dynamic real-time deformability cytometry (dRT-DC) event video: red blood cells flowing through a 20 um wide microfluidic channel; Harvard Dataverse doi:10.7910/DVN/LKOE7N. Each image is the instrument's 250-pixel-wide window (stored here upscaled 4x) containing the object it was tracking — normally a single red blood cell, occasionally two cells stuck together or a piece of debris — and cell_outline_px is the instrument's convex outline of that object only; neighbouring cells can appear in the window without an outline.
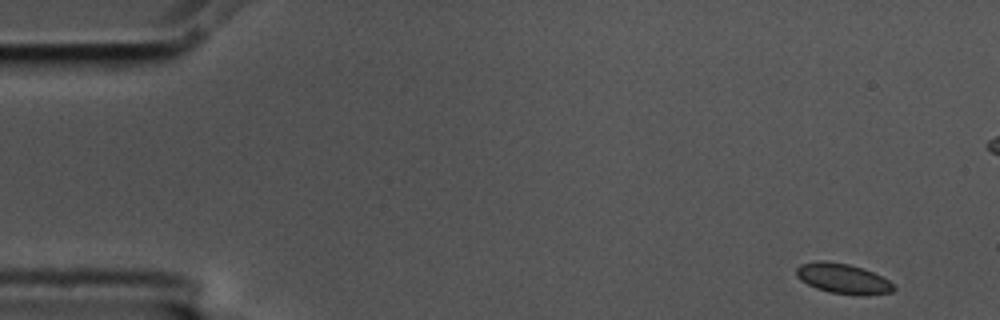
{"species": "common noctule bat (a hibernating species)", "species_latin": "Nyctalus noctula", "temperature_condition": "cold", "stored_images_in_passage": 55, "camera_frame_rate_fps": 3000, "um_per_image_px": 0.085, "animal": {"sex": "male", "body_mass_g": 17.5, "forearm_length_mm": 52.3}, "frame": {"image": 1, "passage_image": 1, "time_ms": 0.0, "image_size_px": [1000, 320], "cell_outline_px": [[896, 288], [892, 292], [828, 292], [816, 288], [808, 284], [796, 276], [796, 268], [800, 264], [816, 260], [824, 260], [848, 264], [864, 268], [888, 280]], "centroid_in_image_um": [71.55, 23.61], "position_along_channel_um": 13.4, "area_um2": 16.24}}
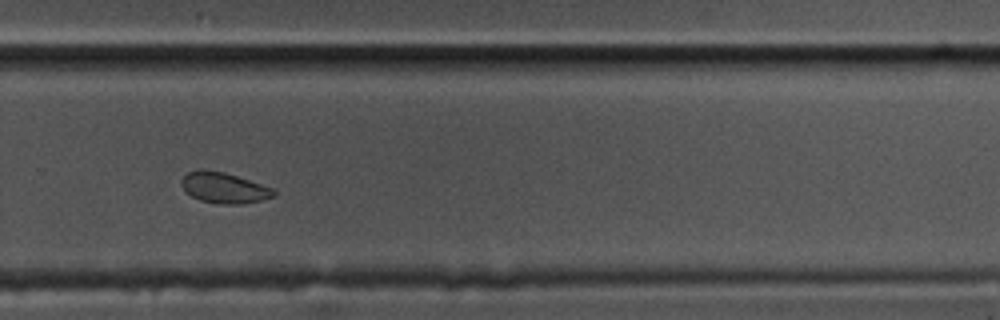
{"frame": {"image": 2, "passage_image": 36, "time_ms": 11.667, "image_size_px": [1000, 320], "cell_outline_px": [[276, 196], [244, 204], [224, 204], [200, 200], [192, 196], [180, 184], [180, 180], [188, 172], [200, 168], [204, 168], [224, 172], [272, 188], [276, 192]], "centroid_in_image_um": [19.02, 15.95], "position_along_channel_um": 310.8, "area_um2": 16.42}}
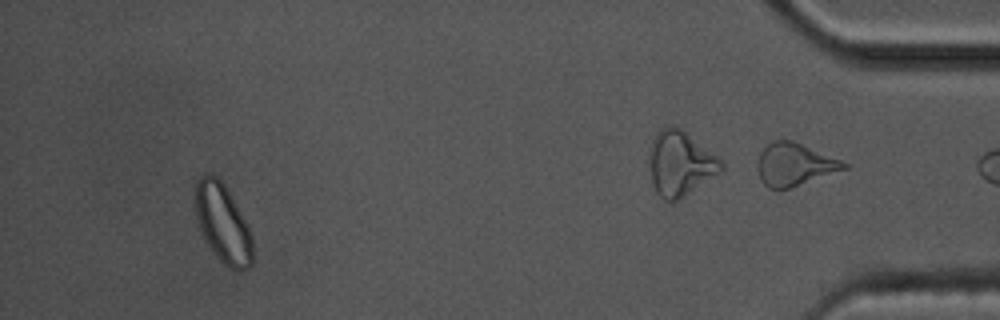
{"frame": {"image": 3, "passage_image": 51, "time_ms": 16.667, "image_size_px": [1000, 320], "cell_outline_px": [[252, 264], [248, 268], [236, 272], [228, 268], [216, 256], [208, 244], [200, 228], [196, 212], [196, 180], [200, 176], [208, 172], [216, 176], [224, 184], [244, 220], [252, 236]], "centroid_in_image_um": [18.94, 19.01], "position_along_channel_um": 416.3, "area_um2": 25.84}, "authors_computed_cell_mechanics": {"area_um2": 16.7042, "velocity_mm_per_s": 3.5172, "shape_relaxation_time_tau1_ms": null, "shape_relaxation_time_tau2_ms": 1.8477, "deformation_change_tau1": null, "deformation_change_tau2": 0.0459}}